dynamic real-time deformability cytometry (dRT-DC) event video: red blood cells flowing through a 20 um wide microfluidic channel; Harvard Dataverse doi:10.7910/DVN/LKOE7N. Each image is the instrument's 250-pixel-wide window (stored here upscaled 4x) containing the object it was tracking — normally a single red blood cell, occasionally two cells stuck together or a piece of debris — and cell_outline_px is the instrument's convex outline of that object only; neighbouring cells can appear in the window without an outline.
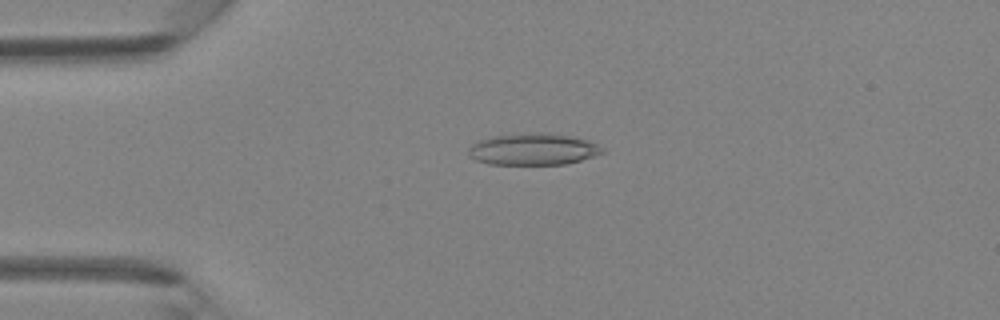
{"species": "Egyptian fruit bat (a non-hibernating species)", "species_latin": "Rousettus aegyptiacus", "temperature_condition": "room temperature", "stored_images_in_passage": 42, "camera_frame_rate_fps": 3000, "um_per_image_px": 0.085, "animal": {"sex": "female"}, "frame": {"image": 1, "passage_image": 10, "time_ms": 3.0, "image_size_px": [1000, 320], "cell_outline_px": [[604, 152], [580, 160], [564, 164], [488, 164], [476, 160], [468, 156], [468, 148], [476, 140], [496, 136], [544, 132], [572, 136], [588, 140], [604, 148]], "centroid_in_image_um": [45.29, 12.68], "position_along_channel_um": 39.7, "area_um2": 24.57}}
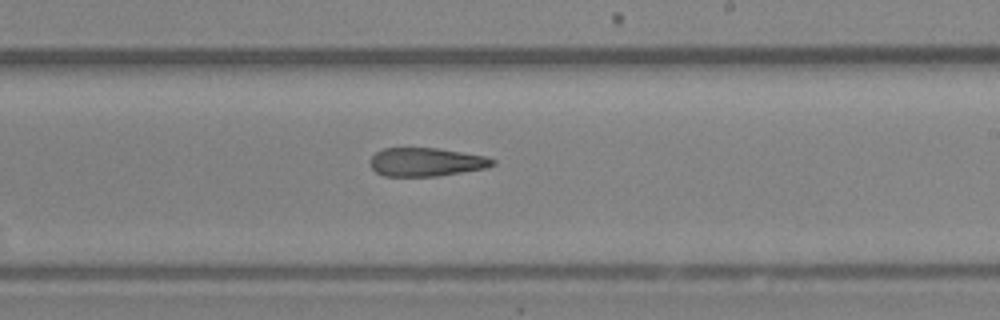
{"frame": {"image": 2, "passage_image": 25, "time_ms": 8.0, "image_size_px": [1000, 320], "cell_outline_px": [[496, 164], [488, 168], [436, 176], [384, 176], [376, 172], [368, 164], [372, 156], [376, 152], [384, 148], [436, 148], [484, 156], [496, 160]], "centroid_in_image_um": [36.21, 13.78], "position_along_channel_um": 252.8, "area_um2": 20.35}}
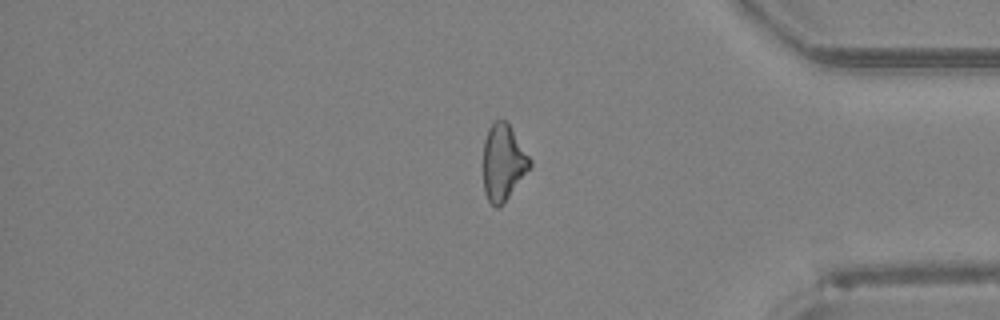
{"frame": {"image": 3, "passage_image": 35, "time_ms": 11.333, "image_size_px": [1000, 320], "cell_outline_px": [[532, 164], [504, 204], [500, 208], [496, 208], [488, 200], [484, 192], [484, 140], [488, 128], [496, 120], [508, 120], [532, 160]], "centroid_in_image_um": [42.78, 13.79], "position_along_channel_um": 392.4, "area_um2": 20.92}}